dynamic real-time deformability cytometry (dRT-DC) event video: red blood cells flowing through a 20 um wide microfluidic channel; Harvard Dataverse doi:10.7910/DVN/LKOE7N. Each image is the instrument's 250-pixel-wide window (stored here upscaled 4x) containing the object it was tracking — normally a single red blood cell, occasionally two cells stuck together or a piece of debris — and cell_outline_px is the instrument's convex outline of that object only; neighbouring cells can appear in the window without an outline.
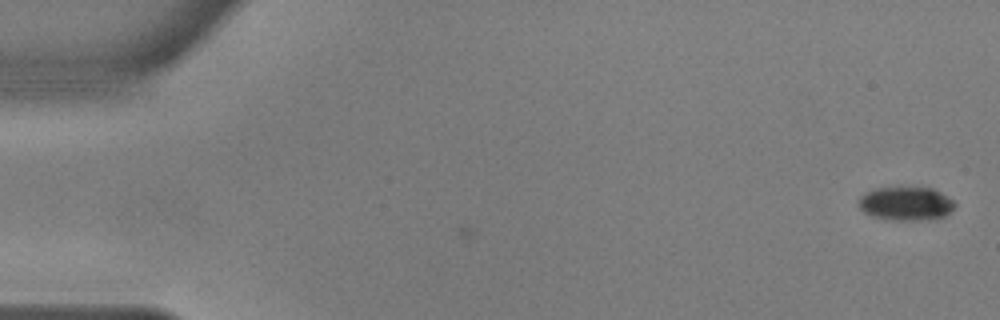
{"species": "common noctule bat (a hibernating species)", "species_latin": "Nyctalus noctula", "temperature_condition": "warm", "stored_images_in_passage": 3, "camera_frame_rate_fps": 3000, "um_per_image_px": 0.085, "animal": {"sex": "male", "body_mass_g": 17.9, "forearm_length_mm": 54.2}, "frame": {"image": 1, "passage_image": 3, "time_ms": 0.667, "image_size_px": [1000, 320], "cell_outline_px": [[956, 204], [944, 216], [928, 220], [888, 220], [872, 216], [864, 212], [860, 208], [860, 196], [876, 188], [932, 188], [940, 192], [952, 200]], "centroid_in_image_um": [77.0, 17.32], "position_along_channel_um": 8.0, "area_um2": 18.55}}